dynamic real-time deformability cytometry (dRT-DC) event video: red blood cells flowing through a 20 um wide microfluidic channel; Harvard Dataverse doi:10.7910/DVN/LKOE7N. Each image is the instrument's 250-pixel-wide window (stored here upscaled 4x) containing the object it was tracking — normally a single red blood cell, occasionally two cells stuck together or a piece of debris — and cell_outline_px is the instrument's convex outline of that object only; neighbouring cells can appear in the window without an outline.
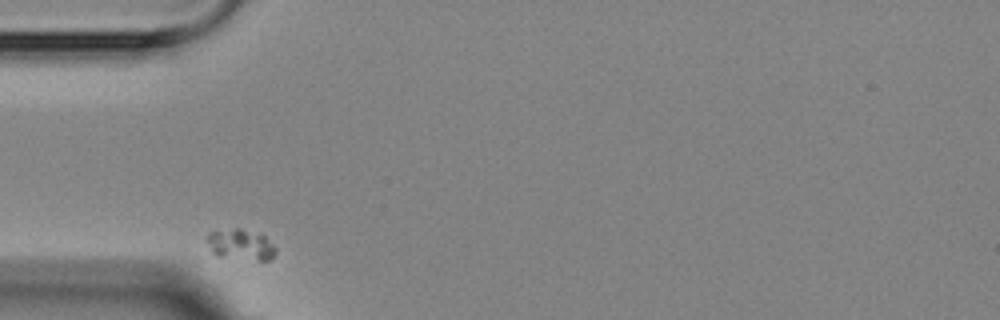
{"species": "Egyptian fruit bat (a non-hibernating species)", "species_latin": "Rousettus aegyptiacus", "temperature_condition": "room temperature", "stored_images_in_passage": 3, "camera_frame_rate_fps": 3000, "um_per_image_px": 0.085, "animal": {"sex": "female"}, "frame": {"image": 1, "passage_image": 1, "time_ms": 0.0, "image_size_px": [1000, 320], "cell_outline_px": [[276, 252], [272, 260], [256, 260], [216, 256], [212, 252], [208, 240], [208, 232], [236, 228], [240, 228], [264, 236], [276, 248]], "centroid_in_image_um": [20.48, 20.81], "position_along_channel_um": 64.5, "area_um2": 12.14}}
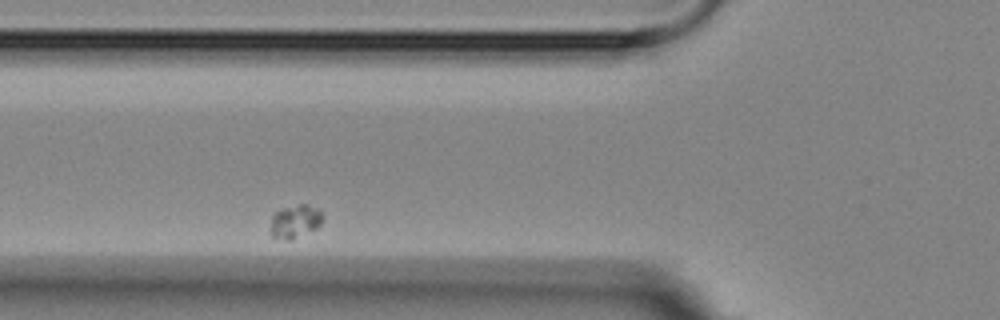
{"frame": {"image": 2, "passage_image": 2, "time_ms": 1.333, "image_size_px": [1000, 320], "cell_outline_px": [[324, 216], [320, 224], [316, 228], [288, 240], [272, 236], [268, 232], [268, 228], [272, 216], [276, 212], [284, 208], [300, 204], [308, 204], [320, 208]], "centroid_in_image_um": [25.07, 18.79], "position_along_channel_um": 100.7, "area_um2": 10.17}}